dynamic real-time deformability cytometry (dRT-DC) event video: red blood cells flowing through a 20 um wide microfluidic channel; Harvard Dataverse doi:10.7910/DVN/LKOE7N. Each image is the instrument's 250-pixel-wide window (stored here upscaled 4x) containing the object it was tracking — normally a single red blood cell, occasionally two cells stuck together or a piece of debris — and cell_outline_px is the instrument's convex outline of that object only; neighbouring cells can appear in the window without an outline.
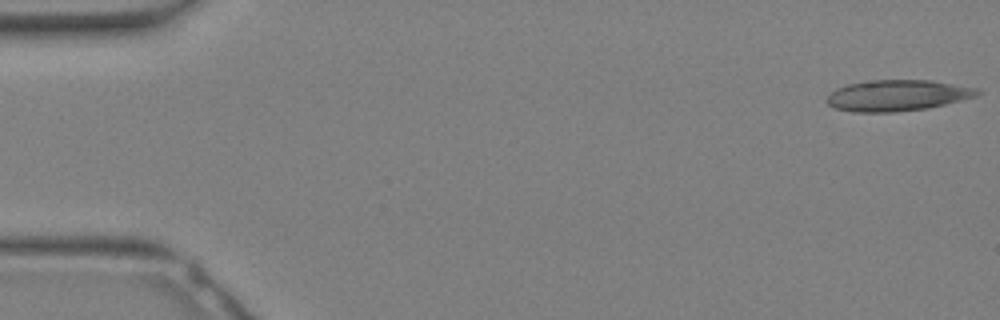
{"species": "Egyptian fruit bat (a non-hibernating species)", "species_latin": "Rousettus aegyptiacus", "temperature_condition": "warm", "stored_images_in_passage": 32, "camera_frame_rate_fps": 3000, "um_per_image_px": 0.085, "animal": {"sex": "female"}, "frame": {"image": 1, "passage_image": 1, "time_ms": 0.0, "image_size_px": [1000, 320], "cell_outline_px": [[980, 92], [976, 96], [928, 108], [892, 112], [852, 112], [836, 108], [828, 104], [824, 100], [836, 88], [848, 84], [872, 80], [932, 80], [976, 88]], "centroid_in_image_um": [76.24, 8.11], "position_along_channel_um": 8.8, "area_um2": 27.05}}
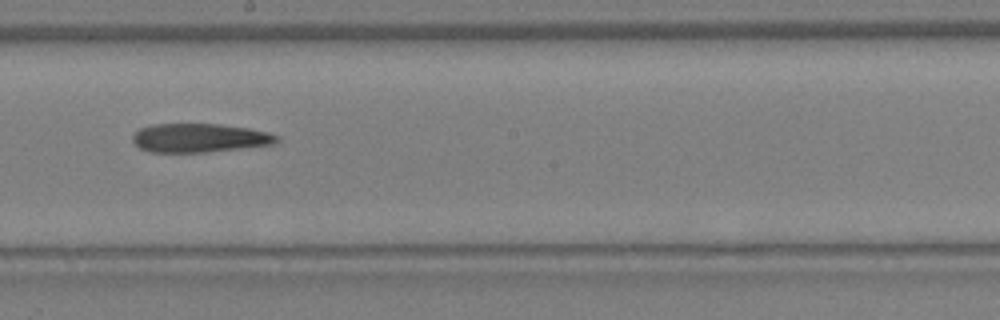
{"frame": {"image": 2, "passage_image": 18, "time_ms": 5.667, "image_size_px": [1000, 320], "cell_outline_px": [[280, 140], [272, 144], [204, 152], [148, 152], [140, 148], [132, 140], [132, 136], [140, 128], [152, 124], [220, 124], [248, 128], [268, 132], [280, 136]], "centroid_in_image_um": [16.94, 11.71], "position_along_channel_um": 231.3, "area_um2": 24.04}}
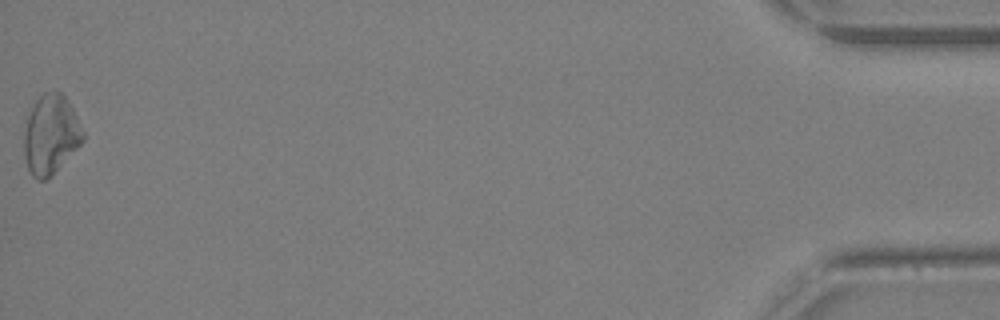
{"frame": {"image": 3, "passage_image": 32, "time_ms": 10.333, "image_size_px": [1000, 320], "cell_outline_px": [[84, 140], [52, 176], [44, 180], [36, 180], [32, 176], [28, 168], [24, 156], [24, 132], [28, 112], [36, 100], [44, 92], [60, 92], [68, 100], [84, 132]], "centroid_in_image_um": [4.3, 11.46], "position_along_channel_um": 430.9, "area_um2": 27.22}}